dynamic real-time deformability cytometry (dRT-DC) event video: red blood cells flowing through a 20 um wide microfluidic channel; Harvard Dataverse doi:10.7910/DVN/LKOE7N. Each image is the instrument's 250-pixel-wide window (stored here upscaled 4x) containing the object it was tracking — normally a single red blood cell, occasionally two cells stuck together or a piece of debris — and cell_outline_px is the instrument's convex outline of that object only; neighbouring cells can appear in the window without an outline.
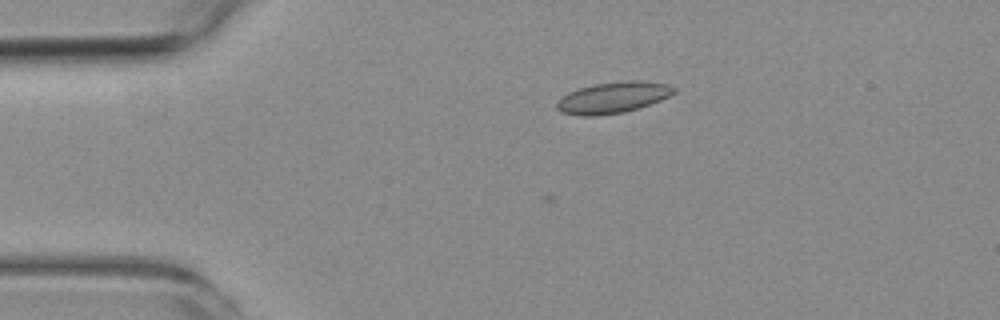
{"species": "common noctule bat (a hibernating species)", "species_latin": "Nyctalus noctula", "temperature_condition": "room temperature", "stored_images_in_passage": 7, "camera_frame_rate_fps": 3000, "um_per_image_px": 0.085, "animal": {"sex": "female", "body_mass_g": 19.3, "forearm_length_mm": 54.1}, "frame": {"image": 1, "passage_image": 5, "time_ms": 4.667, "image_size_px": [1000, 320], "cell_outline_px": [[676, 92], [660, 100], [624, 112], [596, 116], [576, 116], [560, 112], [556, 108], [556, 100], [568, 92], [592, 84], [624, 80], [640, 80], [668, 84], [676, 88]], "centroid_in_image_um": [52.05, 8.28], "position_along_channel_um": 33.0, "area_um2": 21.5}}
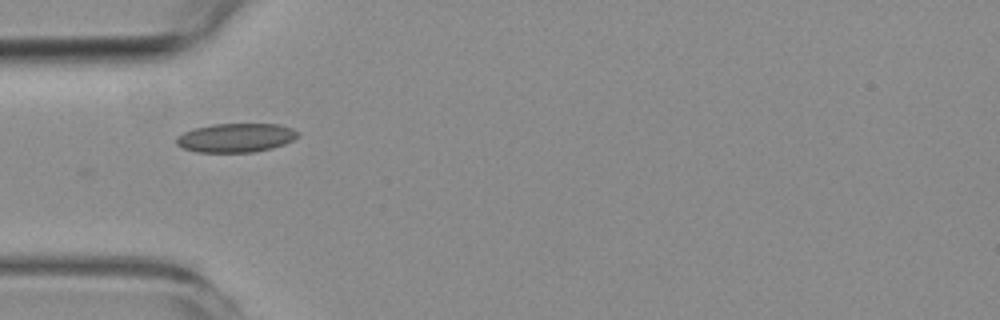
{"frame": {"image": 2, "passage_image": 7, "time_ms": 6.667, "image_size_px": [1000, 320], "cell_outline_px": [[300, 136], [284, 144], [272, 148], [252, 152], [196, 152], [184, 148], [176, 144], [176, 136], [184, 132], [196, 128], [212, 124], [280, 124], [292, 128], [300, 132]], "centroid_in_image_um": [20.07, 11.7], "position_along_channel_um": 64.9, "area_um2": 20.52}}